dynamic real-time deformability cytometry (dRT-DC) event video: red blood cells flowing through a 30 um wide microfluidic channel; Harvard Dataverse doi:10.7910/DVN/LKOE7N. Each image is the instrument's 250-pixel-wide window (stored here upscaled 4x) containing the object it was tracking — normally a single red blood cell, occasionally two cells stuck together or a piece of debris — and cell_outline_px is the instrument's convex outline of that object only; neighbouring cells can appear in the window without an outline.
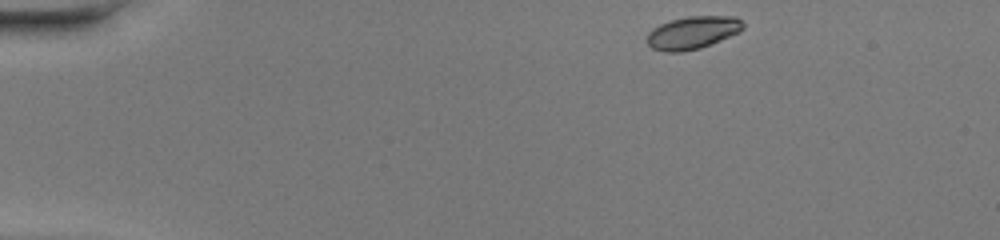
{"species": "common noctule bat (a hibernating species)", "species_latin": "Nyctalus noctula", "temperature_condition": "warm", "stored_images_in_passage": 42, "camera_frame_rate_fps": 3000, "um_per_image_px": 0.085, "animal": {"sex": "female", "body_mass_g": 20.0, "forearm_length_mm": 54.0}, "frame": {"image": 1, "passage_image": 1, "time_ms": 0.0, "image_size_px": [1000, 240], "cell_outline_px": [[744, 28], [740, 32], [700, 48], [680, 52], [664, 52], [652, 48], [648, 44], [648, 32], [652, 28], [660, 24], [672, 20], [688, 16], [736, 16], [744, 24]], "centroid_in_image_um": [58.88, 2.77], "position_along_channel_um": 26.1, "area_um2": 18.26}}
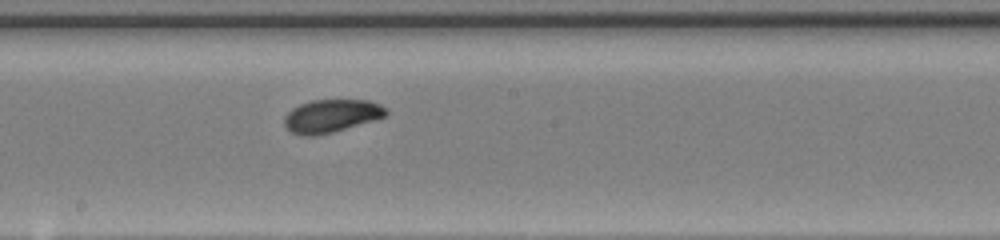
{"frame": {"image": 2, "passage_image": 21, "time_ms": 6.667, "image_size_px": [1000, 240], "cell_outline_px": [[388, 112], [384, 116], [372, 120], [332, 132], [316, 136], [304, 136], [292, 132], [284, 124], [284, 116], [292, 108], [300, 104], [312, 100], [368, 100], [380, 104], [388, 108]], "centroid_in_image_um": [28.15, 9.84], "position_along_channel_um": 220.1, "area_um2": 19.36}}
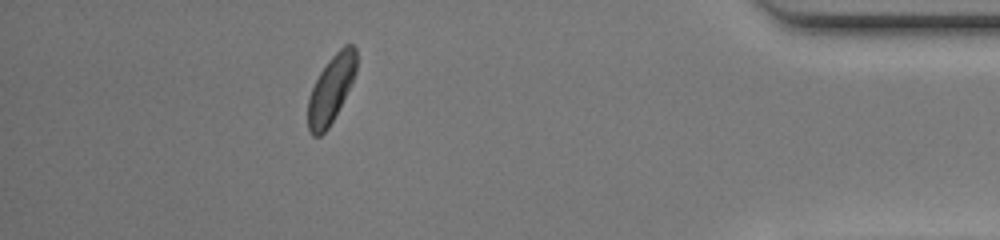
{"frame": {"image": 3, "passage_image": 37, "time_ms": 12.0, "image_size_px": [1000, 240], "cell_outline_px": [[356, 72], [328, 128], [320, 136], [312, 136], [308, 128], [308, 96], [320, 72], [328, 60], [344, 44], [352, 44], [356, 48]], "centroid_in_image_um": [28.12, 7.56], "position_along_channel_um": 407.1, "area_um2": 18.55}, "authors_computed_cell_mechanics": {"area_um2": 19.2185, "velocity_mm_per_s": 4.2939, "shape_relaxation_time_tau1_ms": 2.5869, "shape_relaxation_time_tau2_ms": 1.5436, "deformation_change_tau1": 0.1192, "deformation_change_tau2": 0.0564}}